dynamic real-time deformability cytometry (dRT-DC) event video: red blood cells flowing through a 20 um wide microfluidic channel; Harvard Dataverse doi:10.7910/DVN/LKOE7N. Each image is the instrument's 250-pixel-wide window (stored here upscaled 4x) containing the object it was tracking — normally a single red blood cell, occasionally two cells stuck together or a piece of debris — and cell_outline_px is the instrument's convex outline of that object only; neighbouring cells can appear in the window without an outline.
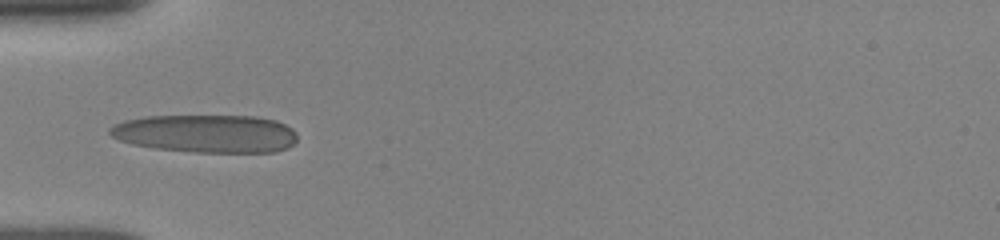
{"species": "human", "species_latin": "Homo sapiens", "temperature_condition": "room temperature", "stored_images_in_passage": 16, "camera_frame_rate_fps": 3000, "um_per_image_px": 0.085, "donor": {"sex": "female"}, "frame": {"image": 1, "passage_image": 1, "time_ms": 0.0, "image_size_px": [1000, 240], "cell_outline_px": [[296, 140], [288, 148], [276, 152], [196, 152], [156, 148], [132, 144], [120, 140], [112, 136], [108, 132], [108, 128], [112, 124], [124, 120], [144, 116], [256, 116], [276, 120], [292, 128], [296, 132]], "centroid_in_image_um": [17.51, 11.35], "position_along_channel_um": 67.5, "area_um2": 41.73}}
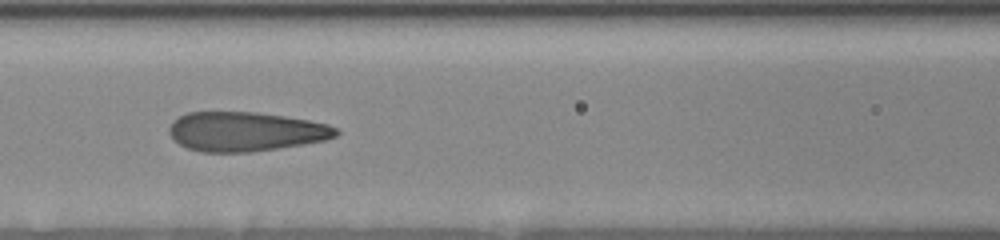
{"frame": {"image": 2, "passage_image": 10, "time_ms": 2.0, "image_size_px": [1000, 240], "cell_outline_px": [[340, 132], [336, 136], [324, 140], [304, 144], [248, 152], [200, 152], [188, 148], [180, 144], [168, 132], [168, 128], [180, 116], [188, 112], [256, 112], [284, 116], [308, 120], [328, 124], [336, 128]], "centroid_in_image_um": [20.88, 11.18], "position_along_channel_um": 145.7, "area_um2": 37.97}}
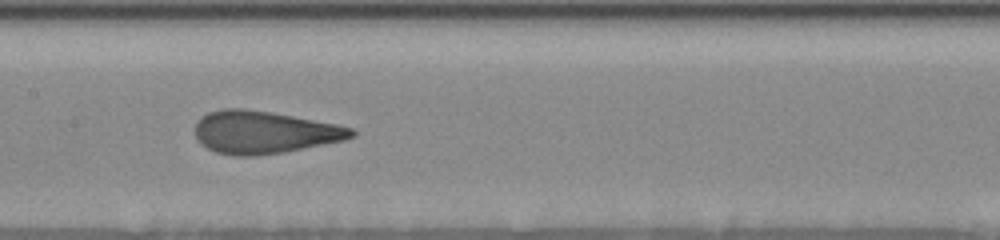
{"frame": {"image": 3, "passage_image": 15, "time_ms": 3.0, "image_size_px": [1000, 240], "cell_outline_px": [[356, 136], [344, 140], [284, 152], [252, 156], [232, 156], [216, 152], [200, 144], [196, 140], [196, 120], [200, 116], [208, 112], [224, 108], [244, 108], [272, 112], [336, 124], [352, 128], [356, 132]], "centroid_in_image_um": [22.41, 11.24], "position_along_channel_um": 185.0, "area_um2": 38.96}}